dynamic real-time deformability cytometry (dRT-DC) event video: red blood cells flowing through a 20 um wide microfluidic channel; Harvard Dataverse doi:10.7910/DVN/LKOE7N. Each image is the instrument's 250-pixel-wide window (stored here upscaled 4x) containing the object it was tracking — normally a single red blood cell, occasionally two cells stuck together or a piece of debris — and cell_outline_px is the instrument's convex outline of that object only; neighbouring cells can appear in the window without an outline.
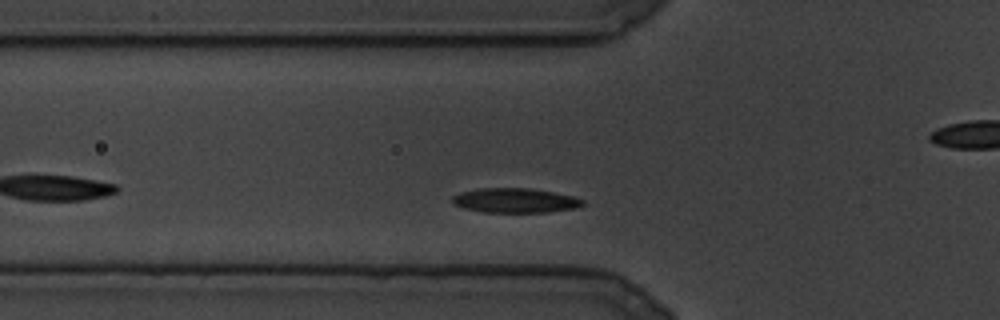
{"species": "common noctule bat (a hibernating species)", "species_latin": "Nyctalus noctula", "temperature_condition": "cold", "stored_images_in_passage": 65, "camera_frame_rate_fps": 3000, "um_per_image_px": 0.085, "animal": {"sex": "male", "body_mass_g": 19.5, "forearm_length_mm": 54.6}, "frame": {"image": 1, "passage_image": 16, "time_ms": 5.0, "image_size_px": [1000, 320], "cell_outline_px": [[584, 204], [576, 208], [548, 212], [480, 212], [464, 208], [452, 204], [452, 196], [460, 192], [480, 188], [528, 188], [552, 192], [572, 196], [584, 200]], "centroid_in_image_um": [43.75, 17.04], "position_along_channel_um": 82.1, "area_um2": 18.67}}
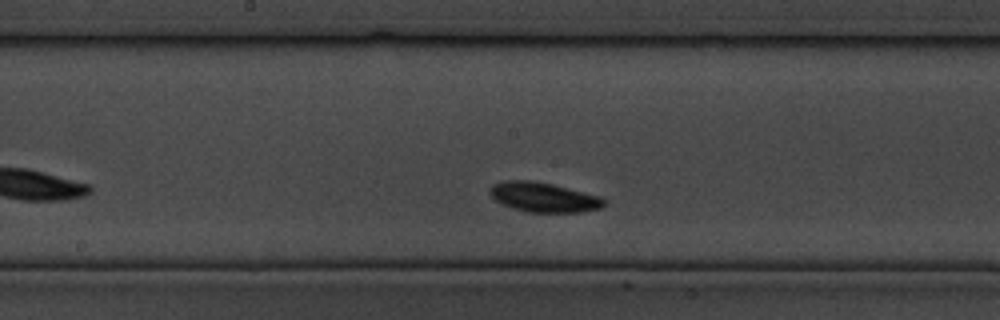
{"frame": {"image": 2, "passage_image": 37, "time_ms": 12.0, "image_size_px": [1000, 320], "cell_outline_px": [[604, 204], [600, 208], [580, 212], [524, 212], [512, 208], [496, 200], [488, 192], [492, 184], [504, 180], [528, 180], [552, 184], [600, 196], [604, 200]], "centroid_in_image_um": [46.17, 16.76], "position_along_channel_um": 202.0, "area_um2": 19.59}}
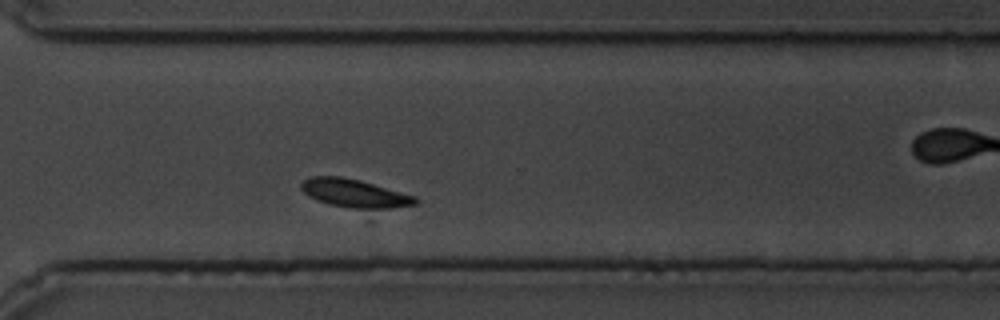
{"frame": {"image": 3, "passage_image": 61, "time_ms": 20.0, "image_size_px": [1000, 320], "cell_outline_px": [[416, 204], [392, 208], [348, 208], [328, 204], [316, 200], [308, 196], [300, 188], [300, 184], [304, 180], [312, 176], [340, 176], [360, 180], [416, 196]], "centroid_in_image_um": [30.1, 16.42], "position_along_channel_um": 340.5, "area_um2": 18.73}}